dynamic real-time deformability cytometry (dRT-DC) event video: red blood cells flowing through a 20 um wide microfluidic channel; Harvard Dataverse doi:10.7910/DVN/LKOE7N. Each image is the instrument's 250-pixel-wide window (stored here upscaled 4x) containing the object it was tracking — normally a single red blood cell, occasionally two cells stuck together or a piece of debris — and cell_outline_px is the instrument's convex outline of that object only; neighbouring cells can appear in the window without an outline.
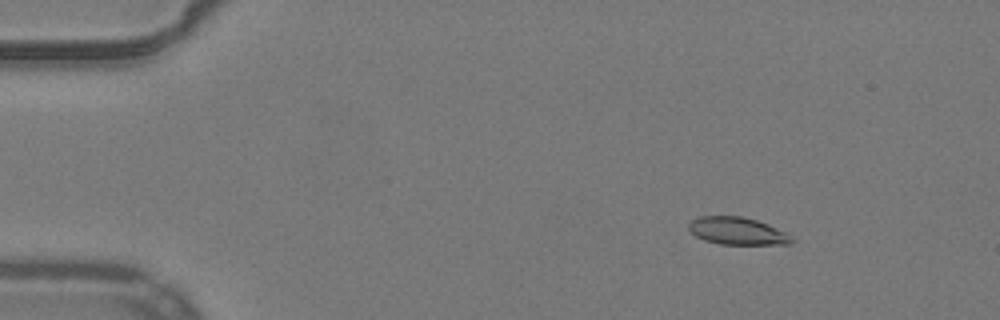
{"species": "common noctule bat (a hibernating species)", "species_latin": "Nyctalus noctula", "temperature_condition": "warm", "stored_images_in_passage": 48, "camera_frame_rate_fps": 3000, "um_per_image_px": 0.085, "animal": {"sex": "male", "body_mass_g": 19.2, "forearm_length_mm": 51.8}, "frame": {"image": 1, "passage_image": 2, "time_ms": 0.333, "image_size_px": [1000, 320], "cell_outline_px": [[796, 240], [792, 244], [720, 244], [704, 240], [696, 236], [688, 228], [688, 224], [692, 220], [700, 216], [744, 216], [768, 224], [792, 236]], "centroid_in_image_um": [62.69, 19.63], "position_along_channel_um": 22.3, "area_um2": 16.47}}
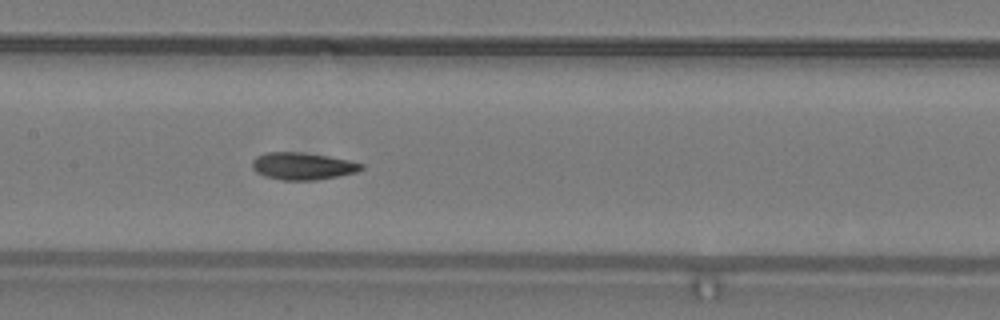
{"frame": {"image": 2, "passage_image": 21, "time_ms": 6.667, "image_size_px": [1000, 320], "cell_outline_px": [[364, 168], [356, 172], [340, 176], [316, 180], [280, 180], [264, 176], [256, 172], [252, 168], [252, 160], [256, 156], [268, 152], [304, 152], [328, 156], [348, 160], [364, 164]], "centroid_in_image_um": [25.72, 14.12], "position_along_channel_um": 181.7, "area_um2": 17.46}}
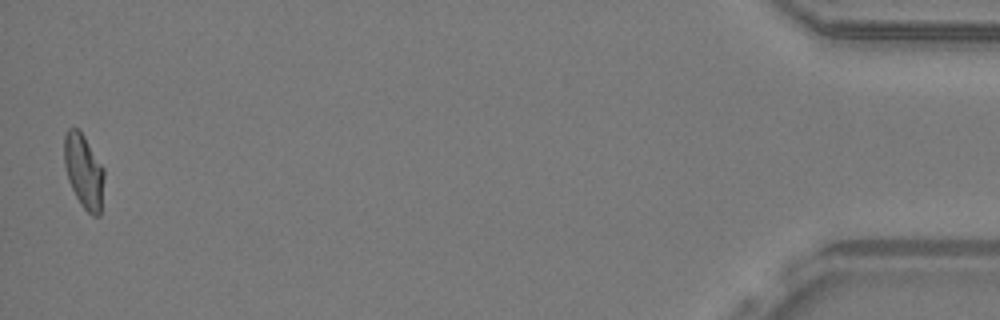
{"frame": {"image": 3, "passage_image": 47, "time_ms": 15.333, "image_size_px": [1000, 320], "cell_outline_px": [[104, 176], [100, 216], [92, 216], [80, 204], [68, 180], [64, 164], [64, 136], [68, 128], [80, 128], [104, 168]], "centroid_in_image_um": [7.12, 14.52], "position_along_channel_um": 428.1, "area_um2": 17.4}, "authors_computed_cell_mechanics": {"area_um2": 17.0799, "velocity_mm_per_s": 3.9201, "shape_relaxation_time_tau1_ms": null, "shape_relaxation_time_tau2_ms": 2.6759, "deformation_change_tau1": null, "deformation_change_tau2": 0.0915}}